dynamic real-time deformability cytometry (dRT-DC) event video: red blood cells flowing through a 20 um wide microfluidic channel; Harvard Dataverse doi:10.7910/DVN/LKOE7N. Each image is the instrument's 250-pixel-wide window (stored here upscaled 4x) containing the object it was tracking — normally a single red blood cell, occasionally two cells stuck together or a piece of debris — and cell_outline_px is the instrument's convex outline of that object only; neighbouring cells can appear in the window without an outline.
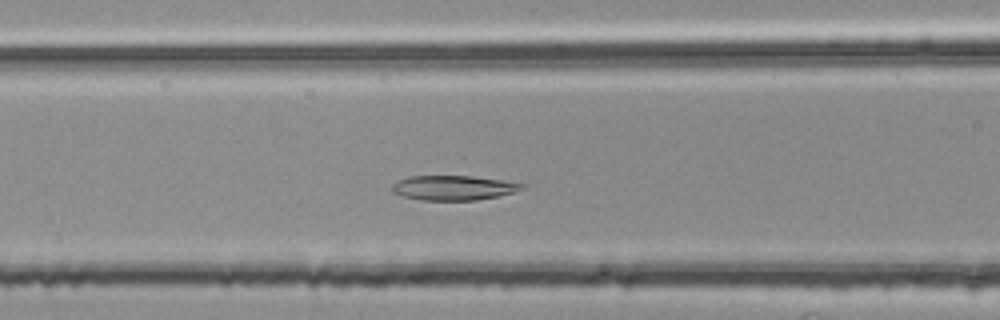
{"species": "common noctule bat (a hibernating species)", "species_latin": "Nyctalus noctula", "temperature_condition": "room temperature", "stored_images_in_passage": 42, "camera_frame_rate_fps": 3000, "um_per_image_px": 0.085, "animal": {"sex": "female", "body_mass_g": 25.1}, "frame": {"image": 1, "passage_image": 14, "time_ms": 4.333, "image_size_px": [1000, 320], "cell_outline_px": [[528, 184], [524, 188], [500, 196], [476, 200], [420, 200], [404, 196], [392, 192], [392, 184], [408, 176], [472, 176], [504, 180]], "centroid_in_image_um": [38.58, 15.96], "position_along_channel_um": 128.0, "area_um2": 18.73}}
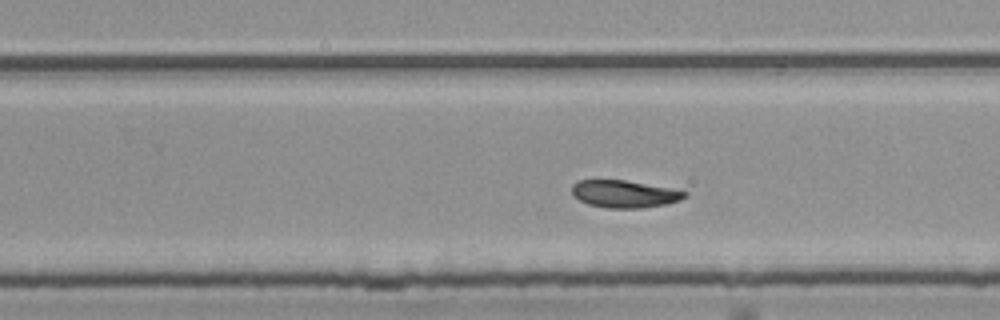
{"frame": {"image": 2, "passage_image": 26, "time_ms": 8.333, "image_size_px": [1000, 320], "cell_outline_px": [[688, 196], [680, 200], [664, 204], [640, 208], [604, 208], [588, 204], [580, 200], [572, 192], [572, 184], [580, 180], [624, 180], [672, 188], [688, 192]], "centroid_in_image_um": [53.1, 16.48], "position_along_channel_um": 276.7, "area_um2": 17.92}}
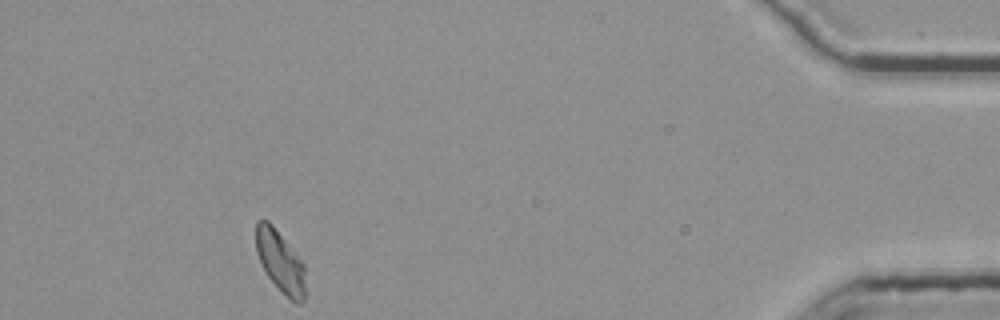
{"frame": {"image": 3, "passage_image": 42, "time_ms": 13.667, "image_size_px": [1000, 320], "cell_outline_px": [[304, 300], [300, 304], [296, 304], [268, 276], [256, 252], [256, 220], [268, 220], [272, 224], [304, 264]], "centroid_in_image_um": [23.81, 22.19], "position_along_channel_um": 411.4, "area_um2": 17.17}, "authors_computed_cell_mechanics": {"area_um2": 18.6983, "velocity_mm_per_s": 3.724, "shape_relaxation_time_tau1_ms": null, "shape_relaxation_time_tau2_ms": 3.5261, "deformation_change_tau1": null, "deformation_change_tau2": 0.0612}}